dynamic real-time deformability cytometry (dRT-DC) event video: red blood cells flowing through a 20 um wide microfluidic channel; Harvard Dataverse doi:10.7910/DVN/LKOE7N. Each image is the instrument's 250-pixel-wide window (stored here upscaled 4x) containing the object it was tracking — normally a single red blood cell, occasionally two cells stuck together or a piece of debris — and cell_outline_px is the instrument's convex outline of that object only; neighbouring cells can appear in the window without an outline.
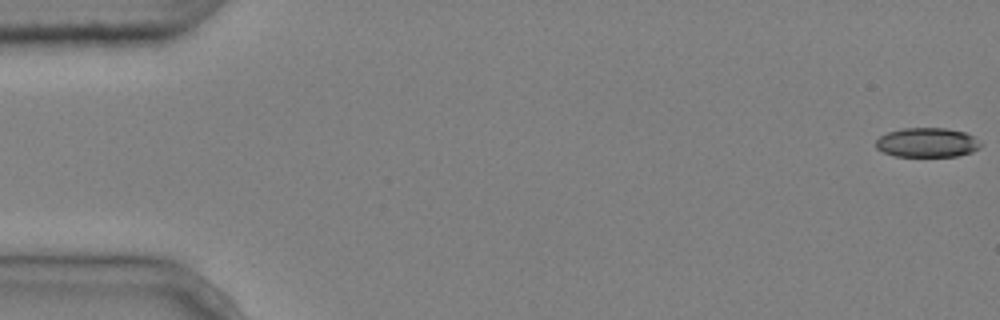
{"species": "common noctule bat (a hibernating species)", "species_latin": "Nyctalus noctula", "temperature_condition": "cold", "stored_images_in_passage": 4, "camera_frame_rate_fps": 3000, "um_per_image_px": 0.085, "animal": {"sex": "male", "body_mass_g": 20.4}, "frame": {"image": 1, "passage_image": 1, "time_ms": 0.0, "image_size_px": [1000, 320], "cell_outline_px": [[984, 144], [980, 148], [972, 152], [956, 156], [896, 156], [884, 152], [876, 148], [876, 140], [880, 136], [888, 132], [904, 128], [944, 128], [964, 132], [972, 136]], "centroid_in_image_um": [78.83, 12.12], "position_along_channel_um": 6.2, "area_um2": 17.92}}
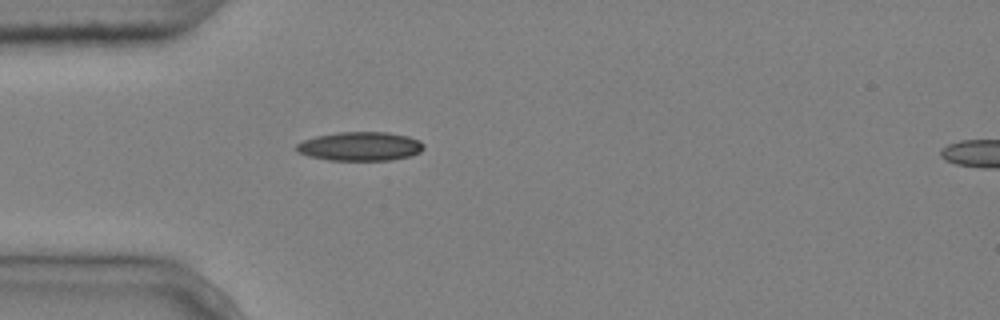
{"frame": {"image": 2, "passage_image": 4, "time_ms": 1.0, "image_size_px": [1000, 320], "cell_outline_px": [[424, 148], [420, 152], [408, 156], [392, 160], [328, 160], [308, 156], [296, 152], [296, 144], [304, 140], [316, 136], [340, 132], [388, 132], [408, 136], [420, 140], [424, 144]], "centroid_in_image_um": [30.61, 12.44], "position_along_channel_um": 54.4, "area_um2": 21.5}}